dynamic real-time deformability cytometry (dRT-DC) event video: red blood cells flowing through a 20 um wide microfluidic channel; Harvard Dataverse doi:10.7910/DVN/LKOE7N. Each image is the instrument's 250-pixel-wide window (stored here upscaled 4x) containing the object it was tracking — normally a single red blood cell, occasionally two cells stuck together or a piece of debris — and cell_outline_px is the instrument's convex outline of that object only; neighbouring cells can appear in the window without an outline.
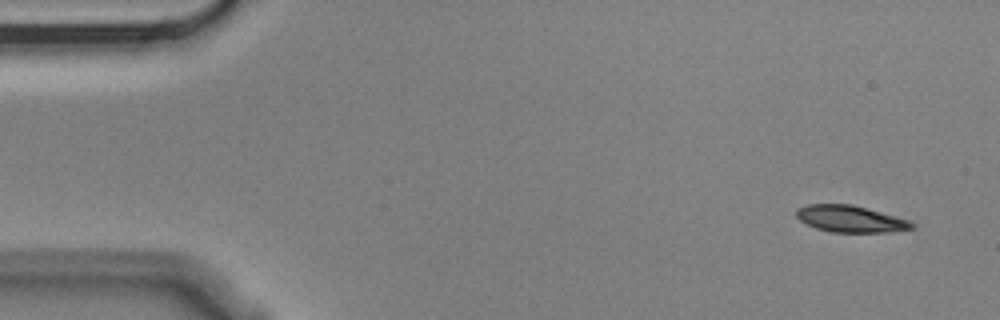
{"species": "Egyptian fruit bat (a non-hibernating species)", "species_latin": "Rousettus aegyptiacus", "temperature_condition": "cold", "stored_images_in_passage": 6, "camera_frame_rate_fps": 3000, "um_per_image_px": 0.085, "animal": {"sex": "male"}, "frame": {"image": 1, "passage_image": 1, "time_ms": 0.0, "image_size_px": [1000, 320], "cell_outline_px": [[916, 228], [884, 232], [832, 232], [816, 228], [800, 220], [796, 216], [796, 208], [808, 204], [852, 204], [908, 220], [916, 224]], "centroid_in_image_um": [72.27, 18.6], "position_along_channel_um": 12.7, "area_um2": 17.8}}
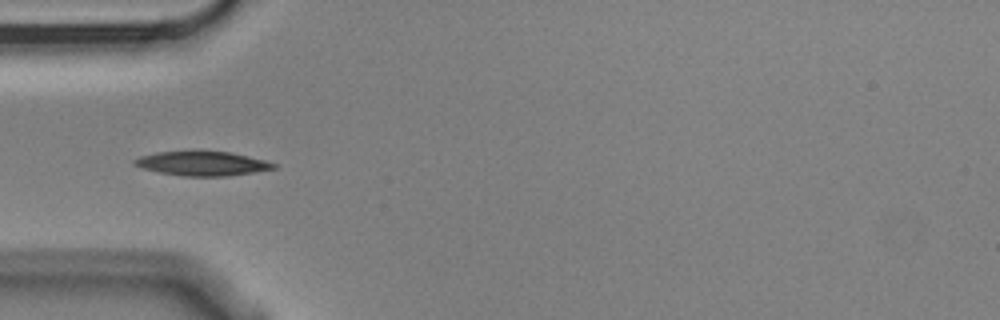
{"frame": {"image": 2, "passage_image": 5, "time_ms": 1.333, "image_size_px": [1000, 320], "cell_outline_px": [[276, 168], [228, 176], [184, 176], [160, 172], [144, 168], [132, 164], [132, 160], [140, 156], [156, 152], [228, 152], [264, 160], [276, 164]], "centroid_in_image_um": [17.16, 13.91], "position_along_channel_um": 67.8, "area_um2": 19.19}}
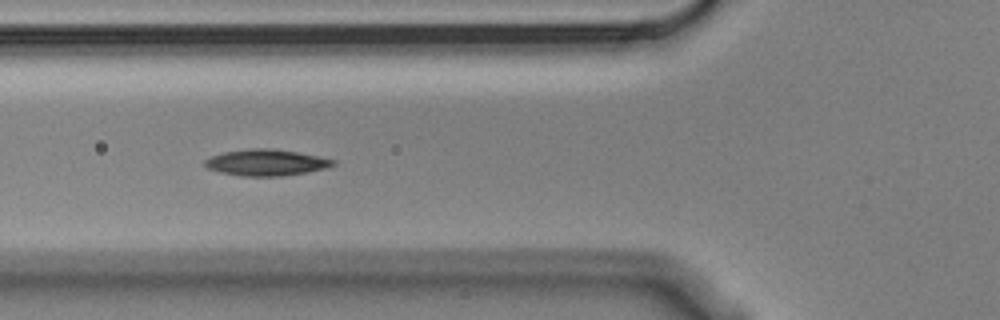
{"frame": {"image": 3, "passage_image": 6, "time_ms": 1.667, "image_size_px": [1000, 320], "cell_outline_px": [[336, 164], [324, 168], [308, 172], [284, 176], [240, 176], [220, 172], [208, 168], [204, 164], [204, 160], [212, 156], [224, 152], [256, 148], [264, 148], [296, 152], [336, 160]], "centroid_in_image_um": [22.62, 13.83], "position_along_channel_um": 103.2, "area_um2": 19.36}}